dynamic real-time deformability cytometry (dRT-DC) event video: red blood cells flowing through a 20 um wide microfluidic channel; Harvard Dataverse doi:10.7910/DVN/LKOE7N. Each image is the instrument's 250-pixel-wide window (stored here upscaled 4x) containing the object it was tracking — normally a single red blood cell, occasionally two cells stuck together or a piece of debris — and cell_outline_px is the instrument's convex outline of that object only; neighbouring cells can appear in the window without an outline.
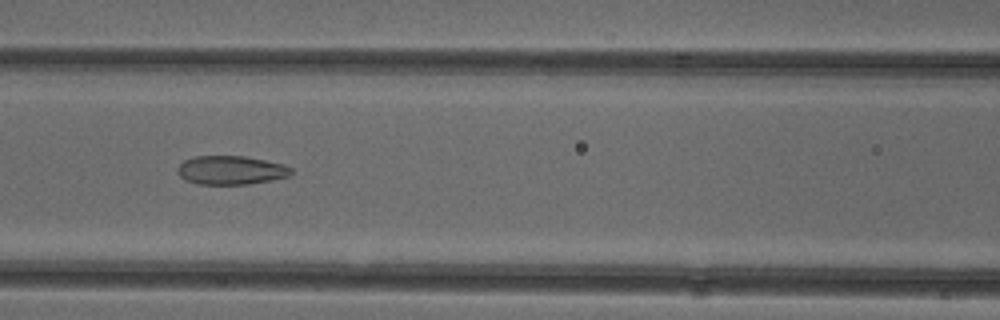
{"species": "common noctule bat (a hibernating species)", "species_latin": "Nyctalus noctula", "temperature_condition": "cold", "stored_images_in_passage": 37, "camera_frame_rate_fps": 3000, "um_per_image_px": 0.085, "animal": {"sex": "female"}, "frame": {"image": 1, "passage_image": 8, "time_ms": 2.333, "image_size_px": [1000, 320], "cell_outline_px": [[292, 172], [288, 176], [272, 180], [248, 184], [196, 184], [184, 180], [180, 176], [176, 168], [184, 160], [192, 156], [244, 156], [284, 164], [292, 168]], "centroid_in_image_um": [19.6, 14.46], "position_along_channel_um": 147.0, "area_um2": 19.13}}
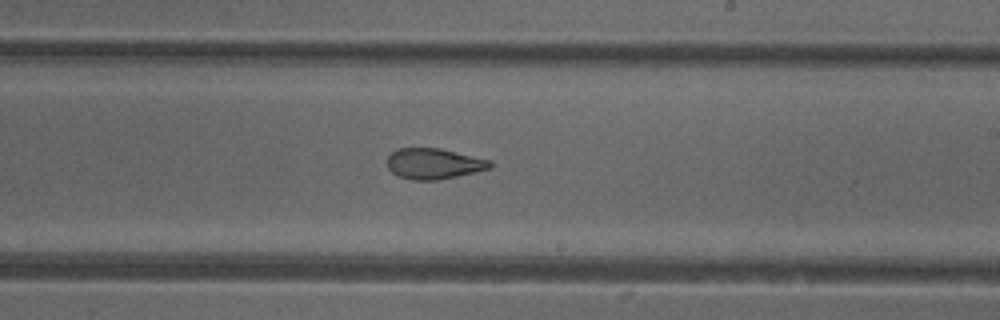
{"frame": {"image": 2, "passage_image": 16, "time_ms": 5.0, "image_size_px": [1000, 320], "cell_outline_px": [[496, 164], [492, 168], [476, 172], [436, 180], [412, 180], [400, 176], [392, 172], [388, 168], [388, 156], [396, 148], [440, 148], [492, 160]], "centroid_in_image_um": [36.93, 13.9], "position_along_channel_um": 252.1, "area_um2": 18.55}}
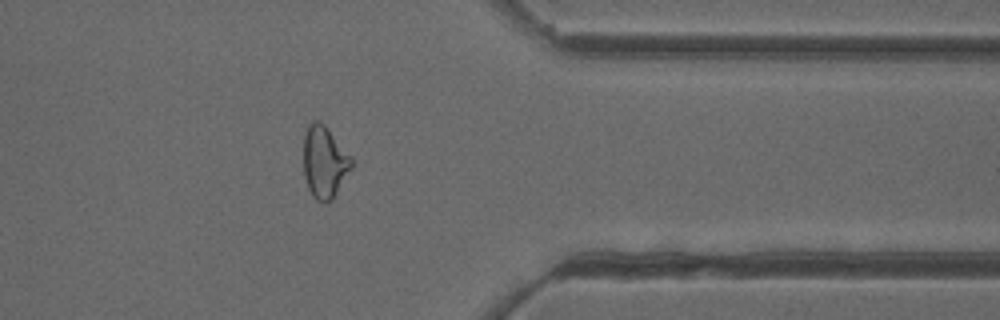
{"frame": {"image": 3, "passage_image": 27, "time_ms": 8.667, "image_size_px": [1000, 320], "cell_outline_px": [[352, 168], [332, 200], [324, 204], [316, 200], [312, 196], [308, 188], [304, 176], [304, 136], [308, 124], [312, 120], [320, 120], [324, 124], [352, 156]], "centroid_in_image_um": [27.58, 13.78], "position_along_channel_um": 383.8, "area_um2": 20.4}, "authors_computed_cell_mechanics": {"area_um2": 19.652, "velocity_mm_per_s": 3.958, "shape_relaxation_time_tau1_ms": null, "shape_relaxation_time_tau2_ms": 2.6043, "deformation_change_tau1": null, "deformation_change_tau2": 0.0997}}